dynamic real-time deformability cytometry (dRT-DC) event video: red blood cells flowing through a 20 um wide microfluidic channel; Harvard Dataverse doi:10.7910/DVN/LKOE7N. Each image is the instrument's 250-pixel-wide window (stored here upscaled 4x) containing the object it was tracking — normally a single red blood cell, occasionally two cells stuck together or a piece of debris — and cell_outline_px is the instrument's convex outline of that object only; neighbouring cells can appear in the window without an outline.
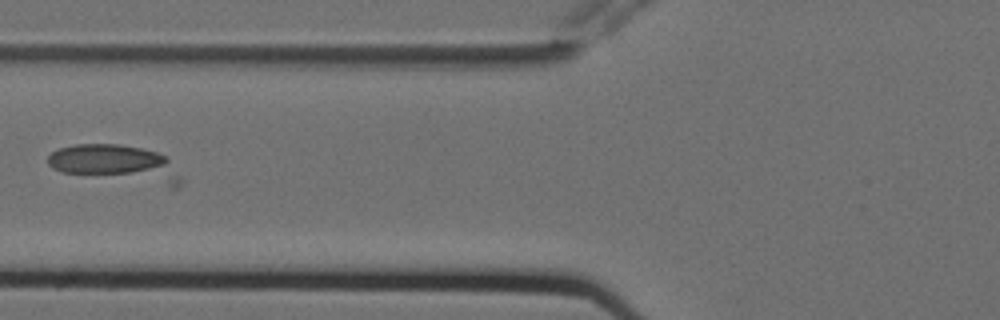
{"species": "Egyptian fruit bat (a non-hibernating species)", "species_latin": "Rousettus aegyptiacus", "temperature_condition": "cold", "stored_images_in_passage": 9, "camera_frame_rate_fps": 3000, "um_per_image_px": 0.085, "animal": {"sex": "female"}, "frame": {"image": 1, "passage_image": 7, "time_ms": 2.0, "image_size_px": [1000, 320], "cell_outline_px": [[180, 184], [176, 188], [172, 188], [64, 172], [52, 168], [48, 164], [48, 156], [52, 152], [60, 148], [76, 144], [120, 144], [140, 148], [156, 152], [168, 156], [180, 176]], "centroid_in_image_um": [9.91, 13.92], "position_along_channel_um": 115.9, "area_um2": 28.84}}